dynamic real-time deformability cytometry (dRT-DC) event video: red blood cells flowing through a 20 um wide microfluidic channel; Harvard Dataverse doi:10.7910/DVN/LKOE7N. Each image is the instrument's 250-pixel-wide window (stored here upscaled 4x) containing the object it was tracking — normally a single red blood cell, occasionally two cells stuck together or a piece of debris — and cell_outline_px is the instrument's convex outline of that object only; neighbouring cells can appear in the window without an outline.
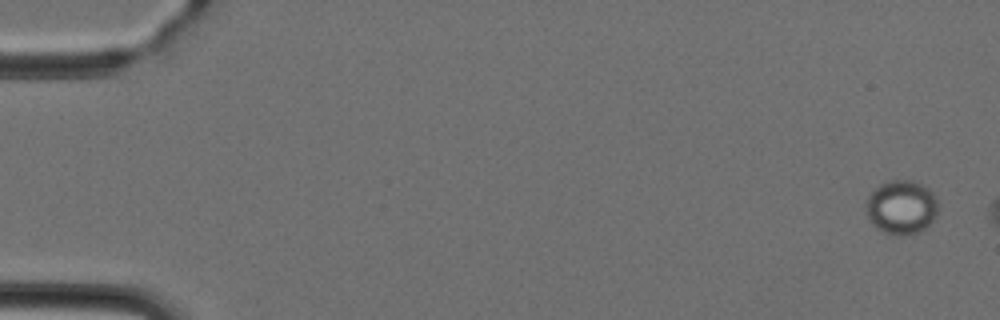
{"species": "Egyptian fruit bat (a non-hibernating species)", "species_latin": "Rousettus aegyptiacus", "temperature_condition": "cold", "stored_images_in_passage": 8, "camera_frame_rate_fps": 3000, "um_per_image_px": 0.085, "animal": {"sex": "female"}, "frame": {"image": 1, "passage_image": 2, "time_ms": 0.333, "image_size_px": [1000, 320], "cell_outline_px": [[940, 208], [936, 216], [924, 228], [916, 232], [900, 236], [884, 232], [876, 228], [868, 220], [864, 208], [864, 204], [868, 196], [880, 184], [892, 180], [912, 180], [928, 188], [936, 196]], "centroid_in_image_um": [76.6, 17.61], "position_along_channel_um": 8.4, "area_um2": 22.95}}